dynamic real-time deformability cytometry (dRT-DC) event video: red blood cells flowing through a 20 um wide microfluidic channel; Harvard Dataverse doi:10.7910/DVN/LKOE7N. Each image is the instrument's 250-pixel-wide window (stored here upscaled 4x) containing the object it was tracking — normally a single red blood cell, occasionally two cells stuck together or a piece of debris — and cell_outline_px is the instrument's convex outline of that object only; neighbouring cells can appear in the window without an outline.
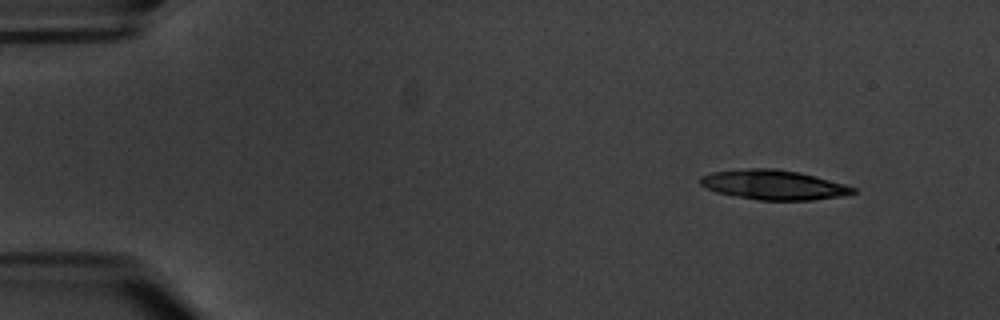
{"species": "common noctule bat (a hibernating species)", "species_latin": "Nyctalus noctula", "temperature_condition": "warm", "stored_images_in_passage": 4, "camera_frame_rate_fps": 3000, "um_per_image_px": 0.085, "animal": {"sex": "male", "body_mass_g": 20.1, "forearm_length_mm": 53.5}, "frame": {"image": 1, "passage_image": 1, "time_ms": 0.0, "image_size_px": [1000, 320], "cell_outline_px": [[856, 192], [840, 196], [812, 200], [760, 200], [736, 196], [716, 192], [700, 184], [700, 176], [712, 172], [748, 168], [776, 168], [800, 172], [844, 184], [856, 188]], "centroid_in_image_um": [65.74, 15.7], "position_along_channel_um": 19.3, "area_um2": 26.24}}